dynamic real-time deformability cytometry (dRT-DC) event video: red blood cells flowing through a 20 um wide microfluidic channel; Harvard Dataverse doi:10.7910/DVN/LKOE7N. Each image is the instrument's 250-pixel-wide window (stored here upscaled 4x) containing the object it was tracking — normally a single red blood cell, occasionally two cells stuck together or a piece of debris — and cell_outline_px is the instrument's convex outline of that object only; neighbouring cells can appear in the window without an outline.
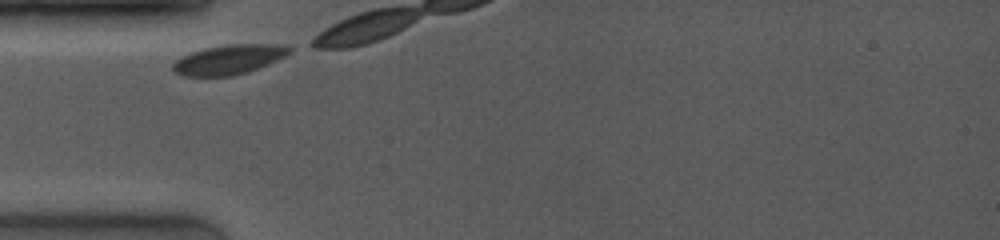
{"species": "common noctule bat (a hibernating species)", "species_latin": "Nyctalus noctula", "temperature_condition": "room temperature", "stored_images_in_passage": 8, "camera_frame_rate_fps": 4000, "um_per_image_px": 0.085, "animal": {"sex": "female", "body_mass_g": 19.0, "forearm_length_mm": 53.3}, "frame": {"image": 1, "passage_image": 1, "time_ms": 0.0, "image_size_px": [1000, 240], "cell_outline_px": [[292, 48], [284, 56], [268, 64], [248, 72], [232, 76], [184, 76], [176, 72], [172, 68], [172, 64], [180, 56], [204, 48], [232, 44], [284, 44]], "centroid_in_image_um": [19.43, 5.06], "position_along_channel_um": 65.6, "area_um2": 20.0}}